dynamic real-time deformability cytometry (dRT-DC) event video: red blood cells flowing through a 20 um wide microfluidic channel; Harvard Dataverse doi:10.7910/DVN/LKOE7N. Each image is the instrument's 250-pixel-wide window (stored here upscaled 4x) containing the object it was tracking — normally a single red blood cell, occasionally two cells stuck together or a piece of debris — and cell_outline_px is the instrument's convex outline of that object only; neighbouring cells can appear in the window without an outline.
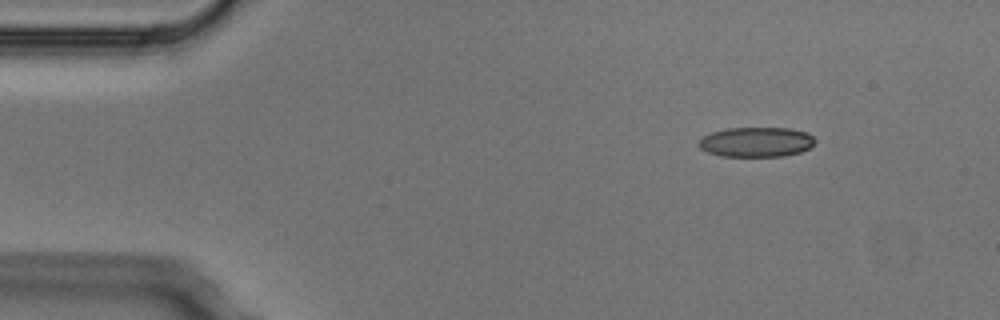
{"species": "Egyptian fruit bat (a non-hibernating species)", "species_latin": "Rousettus aegyptiacus", "temperature_condition": "cold", "stored_images_in_passage": 4, "camera_frame_rate_fps": 3000, "um_per_image_px": 0.085, "animal": {"sex": "male"}, "frame": {"image": 1, "passage_image": 2, "time_ms": 0.333, "image_size_px": [1000, 320], "cell_outline_px": [[816, 140], [808, 148], [800, 152], [784, 156], [720, 156], [708, 152], [700, 148], [696, 144], [704, 136], [712, 132], [728, 128], [788, 128], [808, 132]], "centroid_in_image_um": [64.27, 12.07], "position_along_channel_um": 20.7, "area_um2": 20.17}}